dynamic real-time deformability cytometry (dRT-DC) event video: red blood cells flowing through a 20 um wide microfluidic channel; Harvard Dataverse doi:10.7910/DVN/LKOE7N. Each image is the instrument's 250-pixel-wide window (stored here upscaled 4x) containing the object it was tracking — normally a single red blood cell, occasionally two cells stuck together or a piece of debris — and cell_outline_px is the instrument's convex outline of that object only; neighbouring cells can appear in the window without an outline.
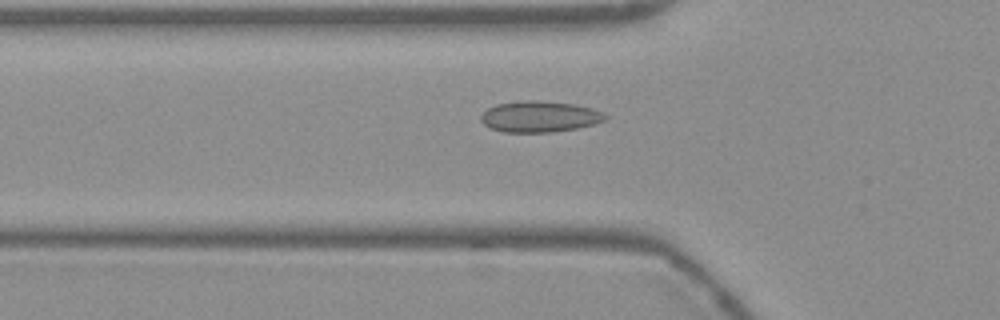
{"species": "Egyptian fruit bat (a non-hibernating species)", "species_latin": "Rousettus aegyptiacus", "temperature_condition": "warm", "stored_images_in_passage": 40, "camera_frame_rate_fps": 3000, "um_per_image_px": 0.085, "frame": {"image": 1, "passage_image": 18, "time_ms": 5.667, "image_size_px": [1000, 320], "cell_outline_px": [[608, 120], [596, 124], [576, 128], [552, 132], [504, 132], [492, 128], [484, 124], [480, 120], [480, 116], [488, 108], [496, 104], [528, 100], [536, 100], [576, 104], [592, 108], [604, 112], [608, 116]], "centroid_in_image_um": [45.92, 9.91], "position_along_channel_um": 79.9, "area_um2": 22.66}}
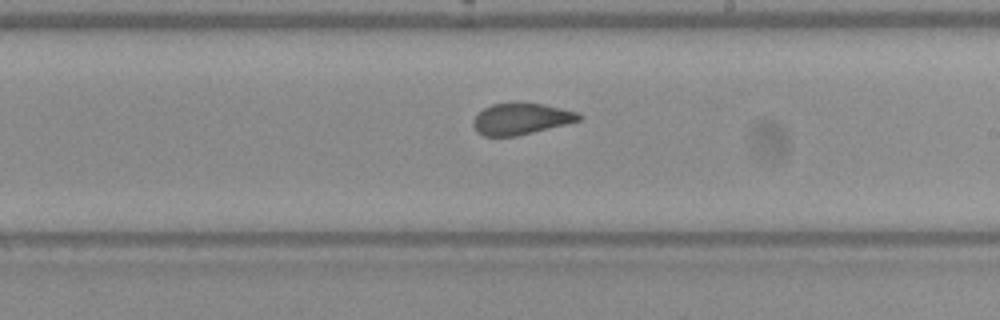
{"frame": {"image": 2, "passage_image": 31, "time_ms": 10.0, "image_size_px": [1000, 320], "cell_outline_px": [[584, 116], [580, 120], [516, 136], [484, 136], [476, 132], [472, 124], [472, 120], [484, 108], [492, 104], [516, 100], [544, 104], [576, 112]], "centroid_in_image_um": [44.24, 10.06], "position_along_channel_um": 244.8, "area_um2": 19.59}}
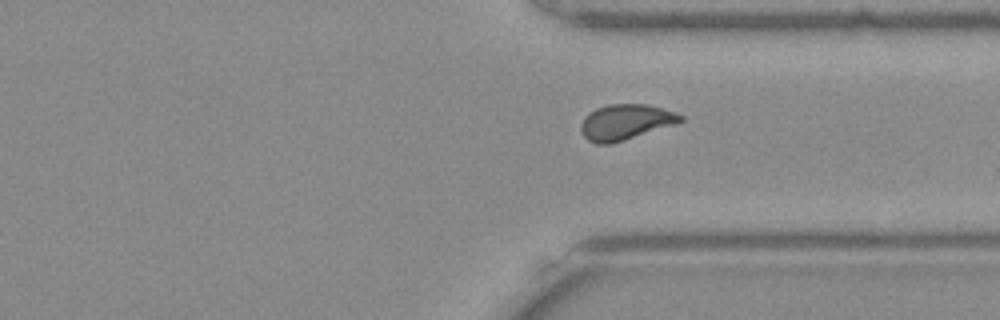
{"frame": {"image": 3, "passage_image": 40, "time_ms": 13.0, "image_size_px": [1000, 320], "cell_outline_px": [[684, 120], [676, 124], [612, 144], [596, 144], [588, 140], [580, 132], [580, 124], [584, 116], [588, 112], [596, 108], [608, 104], [648, 104], [684, 116]], "centroid_in_image_um": [53.13, 10.38], "position_along_channel_um": 358.3, "area_um2": 20.75}}